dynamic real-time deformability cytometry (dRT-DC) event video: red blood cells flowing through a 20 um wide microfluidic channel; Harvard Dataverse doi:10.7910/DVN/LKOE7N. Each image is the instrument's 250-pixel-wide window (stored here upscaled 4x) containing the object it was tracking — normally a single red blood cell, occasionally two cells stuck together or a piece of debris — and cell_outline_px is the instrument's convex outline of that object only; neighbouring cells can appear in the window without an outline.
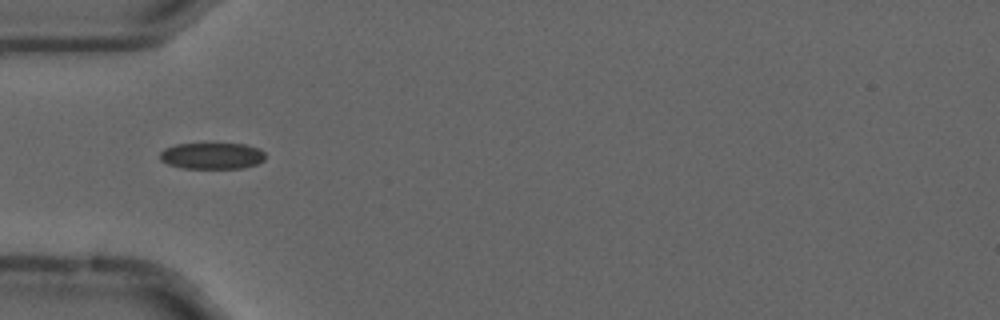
{"species": "common noctule bat (a hibernating species)", "species_latin": "Nyctalus noctula", "temperature_condition": "cold", "stored_images_in_passage": 55, "camera_frame_rate_fps": 3000, "um_per_image_px": 0.085, "animal": {"sex": "male", "forearm_length_mm": 52.5}, "frame": {"image": 1, "passage_image": 17, "time_ms": 5.333, "image_size_px": [1000, 320], "cell_outline_px": [[264, 160], [256, 164], [244, 168], [184, 168], [168, 164], [160, 160], [160, 152], [164, 148], [176, 144], [204, 140], [212, 140], [244, 144], [260, 148], [264, 152]], "centroid_in_image_um": [18.0, 13.17], "position_along_channel_um": 67.0, "area_um2": 17.28}}
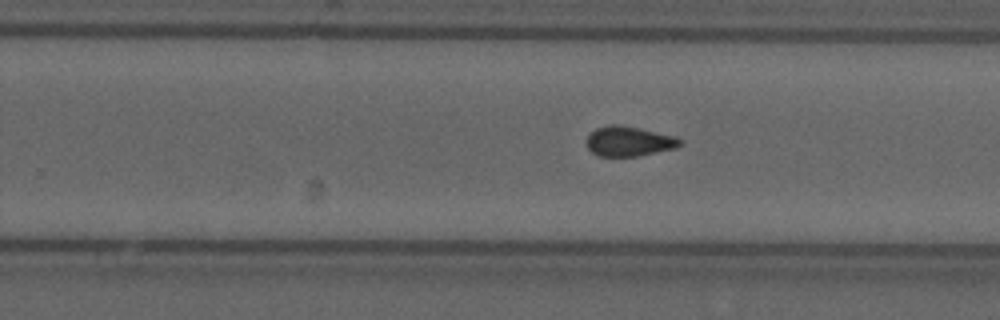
{"frame": {"image": 2, "passage_image": 34, "time_ms": 11.0, "image_size_px": [1000, 320], "cell_outline_px": [[684, 144], [676, 148], [636, 156], [600, 156], [592, 152], [588, 148], [588, 132], [596, 128], [608, 124], [620, 124], [676, 136]], "centroid_in_image_um": [53.46, 11.99], "position_along_channel_um": 276.3, "area_um2": 16.3}}
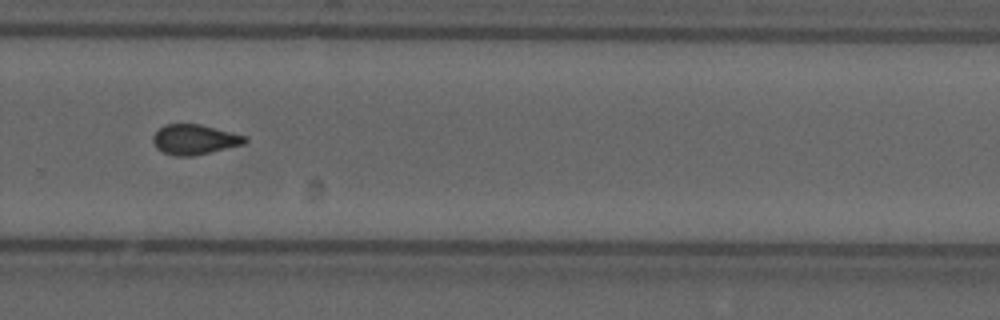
{"frame": {"image": 3, "passage_image": 37, "time_ms": 12.0, "image_size_px": [1000, 320], "cell_outline_px": [[248, 140], [244, 144], [192, 156], [176, 156], [164, 152], [156, 148], [152, 140], [152, 136], [164, 124], [200, 124], [248, 136]], "centroid_in_image_um": [16.54, 11.85], "position_along_channel_um": 313.3, "area_um2": 16.07}, "authors_computed_cell_mechanics": {"area_um2": 16.4152, "velocity_mm_per_s": 3.697, "shape_relaxation_time_tau1_ms": null, "shape_relaxation_time_tau2_ms": 1.7567, "deformation_change_tau1": null, "deformation_change_tau2": 0.066}}